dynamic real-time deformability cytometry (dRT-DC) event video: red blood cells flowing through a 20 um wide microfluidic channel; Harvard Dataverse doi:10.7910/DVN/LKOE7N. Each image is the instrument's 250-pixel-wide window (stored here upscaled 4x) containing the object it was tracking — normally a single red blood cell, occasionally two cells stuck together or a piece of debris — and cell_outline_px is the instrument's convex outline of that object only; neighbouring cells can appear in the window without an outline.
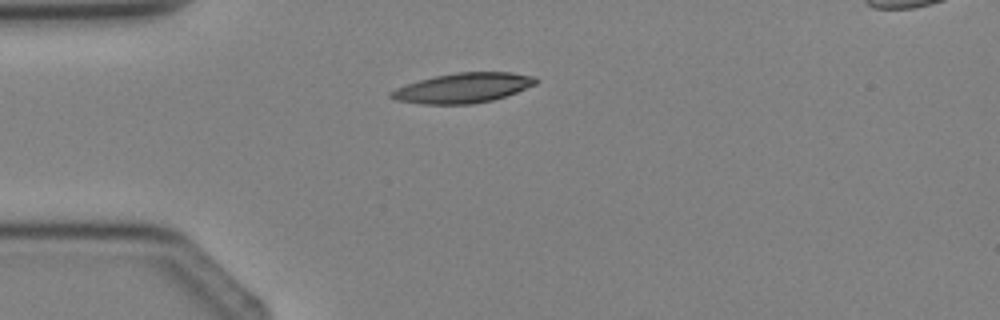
{"species": "Egyptian fruit bat (a non-hibernating species)", "species_latin": "Rousettus aegyptiacus", "temperature_condition": "cold", "stored_images_in_passage": 1, "camera_frame_rate_fps": 3000, "um_per_image_px": 0.085, "animal": {"sex": "female"}, "frame": {"image": 1, "passage_image": 1, "time_ms": 0.0, "image_size_px": [1000, 320], "cell_outline_px": [[540, 80], [536, 84], [516, 92], [492, 100], [472, 104], [420, 104], [396, 100], [388, 96], [388, 92], [396, 88], [420, 80], [436, 76], [456, 72], [512, 72], [536, 76]], "centroid_in_image_um": [39.37, 7.47], "position_along_channel_um": 45.6, "area_um2": 25.2}}